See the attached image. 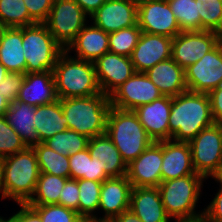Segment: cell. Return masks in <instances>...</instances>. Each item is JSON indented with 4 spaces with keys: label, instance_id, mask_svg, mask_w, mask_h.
<instances>
[{
    "label": "cell",
    "instance_id": "cell-1",
    "mask_svg": "<svg viewBox=\"0 0 222 222\" xmlns=\"http://www.w3.org/2000/svg\"><path fill=\"white\" fill-rule=\"evenodd\" d=\"M169 140L189 142L214 124L208 93L185 91L172 97Z\"/></svg>",
    "mask_w": 222,
    "mask_h": 222
},
{
    "label": "cell",
    "instance_id": "cell-2",
    "mask_svg": "<svg viewBox=\"0 0 222 222\" xmlns=\"http://www.w3.org/2000/svg\"><path fill=\"white\" fill-rule=\"evenodd\" d=\"M206 180L199 174L162 181L158 186L167 215L172 221L194 220L203 216L197 210Z\"/></svg>",
    "mask_w": 222,
    "mask_h": 222
},
{
    "label": "cell",
    "instance_id": "cell-3",
    "mask_svg": "<svg viewBox=\"0 0 222 222\" xmlns=\"http://www.w3.org/2000/svg\"><path fill=\"white\" fill-rule=\"evenodd\" d=\"M40 175L33 147L3 158L2 183L5 200L27 203L33 196Z\"/></svg>",
    "mask_w": 222,
    "mask_h": 222
},
{
    "label": "cell",
    "instance_id": "cell-4",
    "mask_svg": "<svg viewBox=\"0 0 222 222\" xmlns=\"http://www.w3.org/2000/svg\"><path fill=\"white\" fill-rule=\"evenodd\" d=\"M58 99L88 97L102 93L93 62L72 57L66 50L53 69Z\"/></svg>",
    "mask_w": 222,
    "mask_h": 222
},
{
    "label": "cell",
    "instance_id": "cell-5",
    "mask_svg": "<svg viewBox=\"0 0 222 222\" xmlns=\"http://www.w3.org/2000/svg\"><path fill=\"white\" fill-rule=\"evenodd\" d=\"M59 100L67 119L68 129L89 139L105 134L107 115L111 107L107 94Z\"/></svg>",
    "mask_w": 222,
    "mask_h": 222
},
{
    "label": "cell",
    "instance_id": "cell-6",
    "mask_svg": "<svg viewBox=\"0 0 222 222\" xmlns=\"http://www.w3.org/2000/svg\"><path fill=\"white\" fill-rule=\"evenodd\" d=\"M106 135L119 150L128 165L152 142L134 111L110 107L107 115Z\"/></svg>",
    "mask_w": 222,
    "mask_h": 222
},
{
    "label": "cell",
    "instance_id": "cell-7",
    "mask_svg": "<svg viewBox=\"0 0 222 222\" xmlns=\"http://www.w3.org/2000/svg\"><path fill=\"white\" fill-rule=\"evenodd\" d=\"M22 46L26 73L53 71L56 61L65 51L44 23L22 27Z\"/></svg>",
    "mask_w": 222,
    "mask_h": 222
},
{
    "label": "cell",
    "instance_id": "cell-8",
    "mask_svg": "<svg viewBox=\"0 0 222 222\" xmlns=\"http://www.w3.org/2000/svg\"><path fill=\"white\" fill-rule=\"evenodd\" d=\"M188 143L194 171L209 181L222 166V124L204 128Z\"/></svg>",
    "mask_w": 222,
    "mask_h": 222
},
{
    "label": "cell",
    "instance_id": "cell-9",
    "mask_svg": "<svg viewBox=\"0 0 222 222\" xmlns=\"http://www.w3.org/2000/svg\"><path fill=\"white\" fill-rule=\"evenodd\" d=\"M89 21V15L74 0H54L44 24L66 49Z\"/></svg>",
    "mask_w": 222,
    "mask_h": 222
},
{
    "label": "cell",
    "instance_id": "cell-10",
    "mask_svg": "<svg viewBox=\"0 0 222 222\" xmlns=\"http://www.w3.org/2000/svg\"><path fill=\"white\" fill-rule=\"evenodd\" d=\"M187 90L209 93L222 85V40L199 61L185 68Z\"/></svg>",
    "mask_w": 222,
    "mask_h": 222
},
{
    "label": "cell",
    "instance_id": "cell-11",
    "mask_svg": "<svg viewBox=\"0 0 222 222\" xmlns=\"http://www.w3.org/2000/svg\"><path fill=\"white\" fill-rule=\"evenodd\" d=\"M222 36L214 31H183L172 39V59L182 68L199 61Z\"/></svg>",
    "mask_w": 222,
    "mask_h": 222
},
{
    "label": "cell",
    "instance_id": "cell-12",
    "mask_svg": "<svg viewBox=\"0 0 222 222\" xmlns=\"http://www.w3.org/2000/svg\"><path fill=\"white\" fill-rule=\"evenodd\" d=\"M160 90L152 83L146 73L135 72L125 83L109 95L112 107L133 111L139 106L161 98Z\"/></svg>",
    "mask_w": 222,
    "mask_h": 222
},
{
    "label": "cell",
    "instance_id": "cell-13",
    "mask_svg": "<svg viewBox=\"0 0 222 222\" xmlns=\"http://www.w3.org/2000/svg\"><path fill=\"white\" fill-rule=\"evenodd\" d=\"M163 141L152 142L127 165L126 176L132 187H158L162 182Z\"/></svg>",
    "mask_w": 222,
    "mask_h": 222
},
{
    "label": "cell",
    "instance_id": "cell-14",
    "mask_svg": "<svg viewBox=\"0 0 222 222\" xmlns=\"http://www.w3.org/2000/svg\"><path fill=\"white\" fill-rule=\"evenodd\" d=\"M137 23L144 33L174 38L181 32L167 0H154L139 5Z\"/></svg>",
    "mask_w": 222,
    "mask_h": 222
},
{
    "label": "cell",
    "instance_id": "cell-15",
    "mask_svg": "<svg viewBox=\"0 0 222 222\" xmlns=\"http://www.w3.org/2000/svg\"><path fill=\"white\" fill-rule=\"evenodd\" d=\"M138 6L132 0H107L89 16L90 22L106 33L137 24Z\"/></svg>",
    "mask_w": 222,
    "mask_h": 222
},
{
    "label": "cell",
    "instance_id": "cell-16",
    "mask_svg": "<svg viewBox=\"0 0 222 222\" xmlns=\"http://www.w3.org/2000/svg\"><path fill=\"white\" fill-rule=\"evenodd\" d=\"M132 184L128 177H110L102 182L98 222H111L129 209ZM102 216V217H101Z\"/></svg>",
    "mask_w": 222,
    "mask_h": 222
},
{
    "label": "cell",
    "instance_id": "cell-17",
    "mask_svg": "<svg viewBox=\"0 0 222 222\" xmlns=\"http://www.w3.org/2000/svg\"><path fill=\"white\" fill-rule=\"evenodd\" d=\"M94 66L100 90L108 96L135 73L130 57L112 52L103 54Z\"/></svg>",
    "mask_w": 222,
    "mask_h": 222
},
{
    "label": "cell",
    "instance_id": "cell-18",
    "mask_svg": "<svg viewBox=\"0 0 222 222\" xmlns=\"http://www.w3.org/2000/svg\"><path fill=\"white\" fill-rule=\"evenodd\" d=\"M172 39L142 32L130 56L135 72L145 73L159 62L172 58Z\"/></svg>",
    "mask_w": 222,
    "mask_h": 222
},
{
    "label": "cell",
    "instance_id": "cell-19",
    "mask_svg": "<svg viewBox=\"0 0 222 222\" xmlns=\"http://www.w3.org/2000/svg\"><path fill=\"white\" fill-rule=\"evenodd\" d=\"M171 104L172 97L162 96L133 110L146 133L154 142L169 140L168 121Z\"/></svg>",
    "mask_w": 222,
    "mask_h": 222
},
{
    "label": "cell",
    "instance_id": "cell-20",
    "mask_svg": "<svg viewBox=\"0 0 222 222\" xmlns=\"http://www.w3.org/2000/svg\"><path fill=\"white\" fill-rule=\"evenodd\" d=\"M108 41L109 34L89 21L65 50L72 57L94 63L109 52Z\"/></svg>",
    "mask_w": 222,
    "mask_h": 222
},
{
    "label": "cell",
    "instance_id": "cell-21",
    "mask_svg": "<svg viewBox=\"0 0 222 222\" xmlns=\"http://www.w3.org/2000/svg\"><path fill=\"white\" fill-rule=\"evenodd\" d=\"M129 209L142 222H173L166 213L158 187H133Z\"/></svg>",
    "mask_w": 222,
    "mask_h": 222
},
{
    "label": "cell",
    "instance_id": "cell-22",
    "mask_svg": "<svg viewBox=\"0 0 222 222\" xmlns=\"http://www.w3.org/2000/svg\"><path fill=\"white\" fill-rule=\"evenodd\" d=\"M196 174L188 142L164 140L161 166L162 181Z\"/></svg>",
    "mask_w": 222,
    "mask_h": 222
},
{
    "label": "cell",
    "instance_id": "cell-23",
    "mask_svg": "<svg viewBox=\"0 0 222 222\" xmlns=\"http://www.w3.org/2000/svg\"><path fill=\"white\" fill-rule=\"evenodd\" d=\"M58 99L53 71L26 73L16 101L32 106L46 105Z\"/></svg>",
    "mask_w": 222,
    "mask_h": 222
},
{
    "label": "cell",
    "instance_id": "cell-24",
    "mask_svg": "<svg viewBox=\"0 0 222 222\" xmlns=\"http://www.w3.org/2000/svg\"><path fill=\"white\" fill-rule=\"evenodd\" d=\"M145 73L163 96L175 97L187 91L185 69L172 58L159 62Z\"/></svg>",
    "mask_w": 222,
    "mask_h": 222
},
{
    "label": "cell",
    "instance_id": "cell-25",
    "mask_svg": "<svg viewBox=\"0 0 222 222\" xmlns=\"http://www.w3.org/2000/svg\"><path fill=\"white\" fill-rule=\"evenodd\" d=\"M88 150L91 157H96L100 160L102 169L109 177H122L126 175L127 164L106 133L90 138Z\"/></svg>",
    "mask_w": 222,
    "mask_h": 222
},
{
    "label": "cell",
    "instance_id": "cell-26",
    "mask_svg": "<svg viewBox=\"0 0 222 222\" xmlns=\"http://www.w3.org/2000/svg\"><path fill=\"white\" fill-rule=\"evenodd\" d=\"M4 117L19 134L27 147H33L39 143L38 133L33 120L35 117V106L21 101L11 102Z\"/></svg>",
    "mask_w": 222,
    "mask_h": 222
},
{
    "label": "cell",
    "instance_id": "cell-27",
    "mask_svg": "<svg viewBox=\"0 0 222 222\" xmlns=\"http://www.w3.org/2000/svg\"><path fill=\"white\" fill-rule=\"evenodd\" d=\"M33 120L39 142H44L56 133L68 129L67 119L63 114L59 99L53 103L35 107V117Z\"/></svg>",
    "mask_w": 222,
    "mask_h": 222
},
{
    "label": "cell",
    "instance_id": "cell-28",
    "mask_svg": "<svg viewBox=\"0 0 222 222\" xmlns=\"http://www.w3.org/2000/svg\"><path fill=\"white\" fill-rule=\"evenodd\" d=\"M22 46V27H7L0 44V62L9 72L26 74V59Z\"/></svg>",
    "mask_w": 222,
    "mask_h": 222
},
{
    "label": "cell",
    "instance_id": "cell-29",
    "mask_svg": "<svg viewBox=\"0 0 222 222\" xmlns=\"http://www.w3.org/2000/svg\"><path fill=\"white\" fill-rule=\"evenodd\" d=\"M70 178L71 179H86L103 182L110 178L102 169L100 160L96 157H91L88 148L69 155Z\"/></svg>",
    "mask_w": 222,
    "mask_h": 222
},
{
    "label": "cell",
    "instance_id": "cell-30",
    "mask_svg": "<svg viewBox=\"0 0 222 222\" xmlns=\"http://www.w3.org/2000/svg\"><path fill=\"white\" fill-rule=\"evenodd\" d=\"M78 214L86 222H98L99 199L102 182L78 179Z\"/></svg>",
    "mask_w": 222,
    "mask_h": 222
},
{
    "label": "cell",
    "instance_id": "cell-31",
    "mask_svg": "<svg viewBox=\"0 0 222 222\" xmlns=\"http://www.w3.org/2000/svg\"><path fill=\"white\" fill-rule=\"evenodd\" d=\"M36 152L40 173H48L70 178L69 157L50 149L43 142L33 146Z\"/></svg>",
    "mask_w": 222,
    "mask_h": 222
},
{
    "label": "cell",
    "instance_id": "cell-32",
    "mask_svg": "<svg viewBox=\"0 0 222 222\" xmlns=\"http://www.w3.org/2000/svg\"><path fill=\"white\" fill-rule=\"evenodd\" d=\"M68 178L55 176L48 173H40L35 192L28 205H52L58 204L60 192Z\"/></svg>",
    "mask_w": 222,
    "mask_h": 222
},
{
    "label": "cell",
    "instance_id": "cell-33",
    "mask_svg": "<svg viewBox=\"0 0 222 222\" xmlns=\"http://www.w3.org/2000/svg\"><path fill=\"white\" fill-rule=\"evenodd\" d=\"M183 31H201L200 0H167Z\"/></svg>",
    "mask_w": 222,
    "mask_h": 222
},
{
    "label": "cell",
    "instance_id": "cell-34",
    "mask_svg": "<svg viewBox=\"0 0 222 222\" xmlns=\"http://www.w3.org/2000/svg\"><path fill=\"white\" fill-rule=\"evenodd\" d=\"M88 142L89 138L87 136L67 129L56 133L43 143L59 154L69 156L88 148Z\"/></svg>",
    "mask_w": 222,
    "mask_h": 222
},
{
    "label": "cell",
    "instance_id": "cell-35",
    "mask_svg": "<svg viewBox=\"0 0 222 222\" xmlns=\"http://www.w3.org/2000/svg\"><path fill=\"white\" fill-rule=\"evenodd\" d=\"M0 20L6 27L15 28L36 23L30 17L24 0H0Z\"/></svg>",
    "mask_w": 222,
    "mask_h": 222
},
{
    "label": "cell",
    "instance_id": "cell-36",
    "mask_svg": "<svg viewBox=\"0 0 222 222\" xmlns=\"http://www.w3.org/2000/svg\"><path fill=\"white\" fill-rule=\"evenodd\" d=\"M141 34L142 30L138 23L135 26L109 33V52L130 57Z\"/></svg>",
    "mask_w": 222,
    "mask_h": 222
},
{
    "label": "cell",
    "instance_id": "cell-37",
    "mask_svg": "<svg viewBox=\"0 0 222 222\" xmlns=\"http://www.w3.org/2000/svg\"><path fill=\"white\" fill-rule=\"evenodd\" d=\"M201 30L222 36V0H200Z\"/></svg>",
    "mask_w": 222,
    "mask_h": 222
},
{
    "label": "cell",
    "instance_id": "cell-38",
    "mask_svg": "<svg viewBox=\"0 0 222 222\" xmlns=\"http://www.w3.org/2000/svg\"><path fill=\"white\" fill-rule=\"evenodd\" d=\"M42 222H86L77 211L58 204L30 205Z\"/></svg>",
    "mask_w": 222,
    "mask_h": 222
},
{
    "label": "cell",
    "instance_id": "cell-39",
    "mask_svg": "<svg viewBox=\"0 0 222 222\" xmlns=\"http://www.w3.org/2000/svg\"><path fill=\"white\" fill-rule=\"evenodd\" d=\"M27 148L19 134L0 116V157L5 158Z\"/></svg>",
    "mask_w": 222,
    "mask_h": 222
},
{
    "label": "cell",
    "instance_id": "cell-40",
    "mask_svg": "<svg viewBox=\"0 0 222 222\" xmlns=\"http://www.w3.org/2000/svg\"><path fill=\"white\" fill-rule=\"evenodd\" d=\"M25 74L9 72L0 84V93L11 103L17 100Z\"/></svg>",
    "mask_w": 222,
    "mask_h": 222
},
{
    "label": "cell",
    "instance_id": "cell-41",
    "mask_svg": "<svg viewBox=\"0 0 222 222\" xmlns=\"http://www.w3.org/2000/svg\"><path fill=\"white\" fill-rule=\"evenodd\" d=\"M79 186L78 180L67 179L60 192L58 205L73 209L78 213Z\"/></svg>",
    "mask_w": 222,
    "mask_h": 222
},
{
    "label": "cell",
    "instance_id": "cell-42",
    "mask_svg": "<svg viewBox=\"0 0 222 222\" xmlns=\"http://www.w3.org/2000/svg\"><path fill=\"white\" fill-rule=\"evenodd\" d=\"M54 0H24L30 17L36 23H44L51 11Z\"/></svg>",
    "mask_w": 222,
    "mask_h": 222
},
{
    "label": "cell",
    "instance_id": "cell-43",
    "mask_svg": "<svg viewBox=\"0 0 222 222\" xmlns=\"http://www.w3.org/2000/svg\"><path fill=\"white\" fill-rule=\"evenodd\" d=\"M216 193H213L212 201L204 207V214L213 221L222 222V186L219 185Z\"/></svg>",
    "mask_w": 222,
    "mask_h": 222
},
{
    "label": "cell",
    "instance_id": "cell-44",
    "mask_svg": "<svg viewBox=\"0 0 222 222\" xmlns=\"http://www.w3.org/2000/svg\"><path fill=\"white\" fill-rule=\"evenodd\" d=\"M16 205L20 208L17 207L18 210H14L10 215L15 222H42L40 215L27 203H16Z\"/></svg>",
    "mask_w": 222,
    "mask_h": 222
},
{
    "label": "cell",
    "instance_id": "cell-45",
    "mask_svg": "<svg viewBox=\"0 0 222 222\" xmlns=\"http://www.w3.org/2000/svg\"><path fill=\"white\" fill-rule=\"evenodd\" d=\"M212 117L215 123H222V85L209 93Z\"/></svg>",
    "mask_w": 222,
    "mask_h": 222
},
{
    "label": "cell",
    "instance_id": "cell-46",
    "mask_svg": "<svg viewBox=\"0 0 222 222\" xmlns=\"http://www.w3.org/2000/svg\"><path fill=\"white\" fill-rule=\"evenodd\" d=\"M89 16L98 10L107 0H74Z\"/></svg>",
    "mask_w": 222,
    "mask_h": 222
},
{
    "label": "cell",
    "instance_id": "cell-47",
    "mask_svg": "<svg viewBox=\"0 0 222 222\" xmlns=\"http://www.w3.org/2000/svg\"><path fill=\"white\" fill-rule=\"evenodd\" d=\"M111 222H142L137 215L130 209L123 211L120 215L116 216Z\"/></svg>",
    "mask_w": 222,
    "mask_h": 222
},
{
    "label": "cell",
    "instance_id": "cell-48",
    "mask_svg": "<svg viewBox=\"0 0 222 222\" xmlns=\"http://www.w3.org/2000/svg\"><path fill=\"white\" fill-rule=\"evenodd\" d=\"M10 102L0 93V116H4L8 110Z\"/></svg>",
    "mask_w": 222,
    "mask_h": 222
},
{
    "label": "cell",
    "instance_id": "cell-49",
    "mask_svg": "<svg viewBox=\"0 0 222 222\" xmlns=\"http://www.w3.org/2000/svg\"><path fill=\"white\" fill-rule=\"evenodd\" d=\"M2 167H3V158L0 157V198L1 202L5 200L3 192V183H2Z\"/></svg>",
    "mask_w": 222,
    "mask_h": 222
},
{
    "label": "cell",
    "instance_id": "cell-50",
    "mask_svg": "<svg viewBox=\"0 0 222 222\" xmlns=\"http://www.w3.org/2000/svg\"><path fill=\"white\" fill-rule=\"evenodd\" d=\"M9 71L5 68V66L0 62V84L4 80V78L7 76Z\"/></svg>",
    "mask_w": 222,
    "mask_h": 222
},
{
    "label": "cell",
    "instance_id": "cell-51",
    "mask_svg": "<svg viewBox=\"0 0 222 222\" xmlns=\"http://www.w3.org/2000/svg\"><path fill=\"white\" fill-rule=\"evenodd\" d=\"M218 185L222 186V166L220 167L218 173L212 178Z\"/></svg>",
    "mask_w": 222,
    "mask_h": 222
},
{
    "label": "cell",
    "instance_id": "cell-52",
    "mask_svg": "<svg viewBox=\"0 0 222 222\" xmlns=\"http://www.w3.org/2000/svg\"><path fill=\"white\" fill-rule=\"evenodd\" d=\"M6 28L7 27L5 26V24L0 20V44H1L2 35H3Z\"/></svg>",
    "mask_w": 222,
    "mask_h": 222
},
{
    "label": "cell",
    "instance_id": "cell-53",
    "mask_svg": "<svg viewBox=\"0 0 222 222\" xmlns=\"http://www.w3.org/2000/svg\"><path fill=\"white\" fill-rule=\"evenodd\" d=\"M137 6L146 3V2H150V1H154V0H132Z\"/></svg>",
    "mask_w": 222,
    "mask_h": 222
},
{
    "label": "cell",
    "instance_id": "cell-54",
    "mask_svg": "<svg viewBox=\"0 0 222 222\" xmlns=\"http://www.w3.org/2000/svg\"><path fill=\"white\" fill-rule=\"evenodd\" d=\"M173 222H203V221L201 220V217H200L194 220H181V221H173Z\"/></svg>",
    "mask_w": 222,
    "mask_h": 222
},
{
    "label": "cell",
    "instance_id": "cell-55",
    "mask_svg": "<svg viewBox=\"0 0 222 222\" xmlns=\"http://www.w3.org/2000/svg\"><path fill=\"white\" fill-rule=\"evenodd\" d=\"M201 220L203 222H218V221L210 220L205 214H203V216L201 217Z\"/></svg>",
    "mask_w": 222,
    "mask_h": 222
},
{
    "label": "cell",
    "instance_id": "cell-56",
    "mask_svg": "<svg viewBox=\"0 0 222 222\" xmlns=\"http://www.w3.org/2000/svg\"><path fill=\"white\" fill-rule=\"evenodd\" d=\"M0 222H15L10 216L3 217Z\"/></svg>",
    "mask_w": 222,
    "mask_h": 222
}]
</instances>
